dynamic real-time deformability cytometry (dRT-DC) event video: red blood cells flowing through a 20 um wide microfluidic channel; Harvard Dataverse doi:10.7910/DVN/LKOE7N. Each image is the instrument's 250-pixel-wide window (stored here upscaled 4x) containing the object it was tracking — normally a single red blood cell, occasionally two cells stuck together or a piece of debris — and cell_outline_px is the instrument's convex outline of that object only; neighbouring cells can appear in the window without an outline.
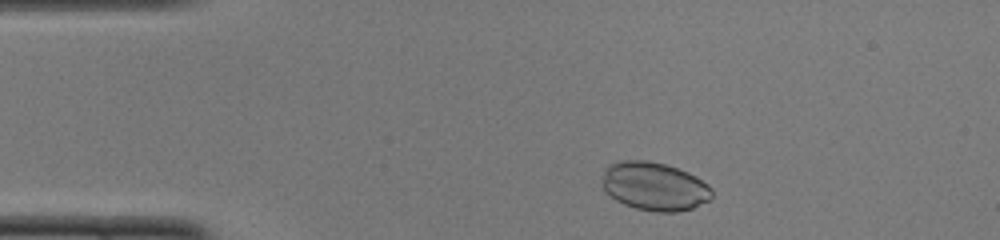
{"species": "common noctule bat (a hibernating species)", "species_latin": "Nyctalus noctula", "temperature_condition": "cold", "stored_images_in_passage": 40, "camera_frame_rate_fps": 3000, "um_per_image_px": 0.085, "animal": {"sex": "female", "body_mass_g": 22.0, "forearm_length_mm": 56.7}, "frame": {"image": 1, "passage_image": 3, "time_ms": 0.667, "image_size_px": [1000, 240], "cell_outline_px": [[712, 196], [708, 200], [692, 208], [676, 212], [656, 212], [636, 208], [624, 204], [616, 200], [604, 192], [600, 184], [600, 180], [604, 168], [608, 164], [620, 160], [648, 160], [664, 164], [688, 172], [696, 176], [708, 184], [712, 188]], "centroid_in_image_um": [55.56, 15.82], "position_along_channel_um": 29.4, "area_um2": 31.39}}
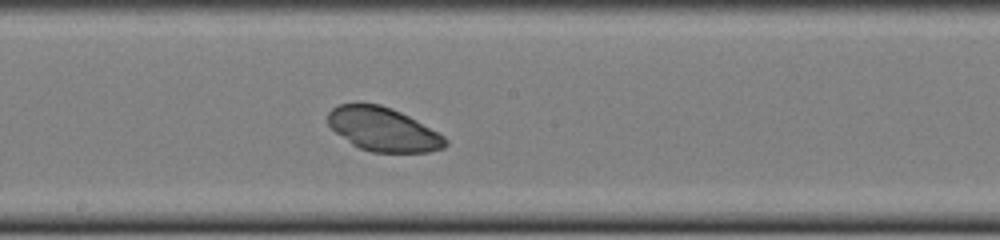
{"frame": {"image": 2, "passage_image": 21, "time_ms": 6.667, "image_size_px": [1000, 240], "cell_outline_px": [[448, 144], [444, 148], [428, 152], [372, 152], [360, 148], [352, 144], [336, 132], [328, 124], [328, 112], [332, 108], [340, 104], [380, 104], [392, 108], [440, 132], [448, 140]], "centroid_in_image_um": [32.6, 11.0], "position_along_channel_um": 215.6, "area_um2": 29.82}}
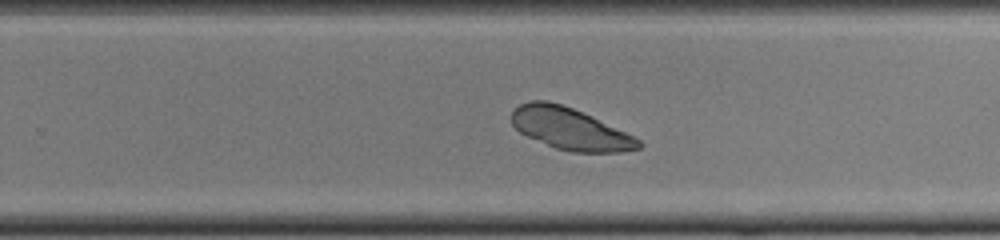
{"frame": {"image": 3, "passage_image": 26, "time_ms": 8.333, "image_size_px": [1000, 240], "cell_outline_px": [[644, 144], [640, 148], [620, 152], [572, 152], [556, 148], [528, 136], [520, 132], [512, 124], [512, 112], [520, 104], [532, 100], [548, 100], [572, 108], [592, 116], [640, 140]], "centroid_in_image_um": [48.45, 10.94], "position_along_channel_um": 281.3, "area_um2": 30.46}}